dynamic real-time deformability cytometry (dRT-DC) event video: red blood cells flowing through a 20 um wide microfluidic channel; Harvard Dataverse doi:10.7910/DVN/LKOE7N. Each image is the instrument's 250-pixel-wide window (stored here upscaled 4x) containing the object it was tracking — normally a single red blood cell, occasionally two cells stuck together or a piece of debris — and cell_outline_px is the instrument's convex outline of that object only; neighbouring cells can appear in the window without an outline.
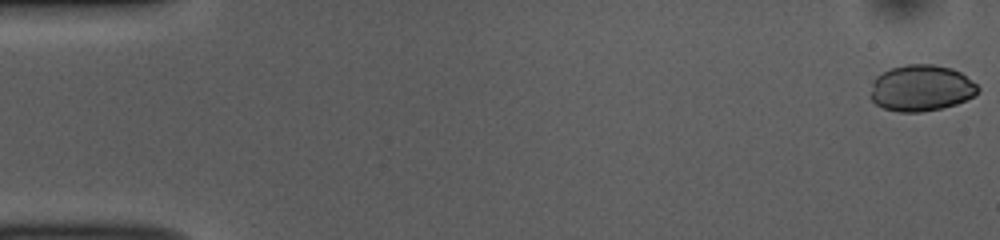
{"species": "common noctule bat (a hibernating species)", "species_latin": "Nyctalus noctula", "temperature_condition": "room temperature", "stored_images_in_passage": 52, "camera_frame_rate_fps": 3000, "um_per_image_px": 0.085, "animal": {"sex": "female", "body_mass_g": 10.0, "forearm_length_mm": 53.1}, "frame": {"image": 1, "passage_image": 1, "time_ms": 0.0, "image_size_px": [1000, 240], "cell_outline_px": [[980, 88], [972, 96], [956, 104], [940, 108], [920, 112], [900, 112], [884, 108], [876, 104], [872, 100], [872, 80], [876, 76], [892, 68], [908, 64], [932, 64], [952, 68], [960, 72], [976, 84]], "centroid_in_image_um": [78.29, 7.48], "position_along_channel_um": 6.7, "area_um2": 28.61}}
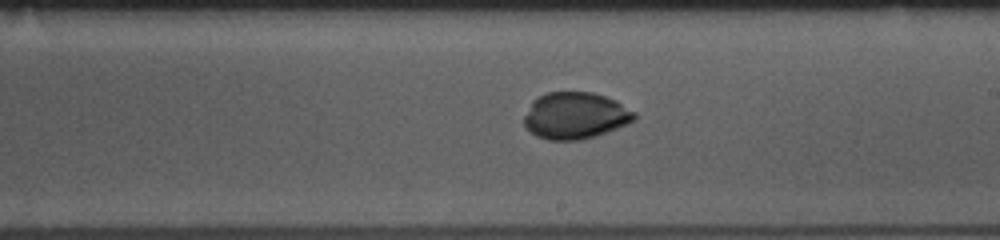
{"frame": {"image": 2, "passage_image": 30, "time_ms": 9.667, "image_size_px": [1000, 240], "cell_outline_px": [[636, 120], [628, 124], [596, 136], [580, 140], [548, 140], [536, 136], [524, 124], [524, 116], [532, 100], [548, 92], [592, 92], [616, 100], [636, 112]], "centroid_in_image_um": [48.92, 9.83], "position_along_channel_um": 240.1, "area_um2": 30.11}}
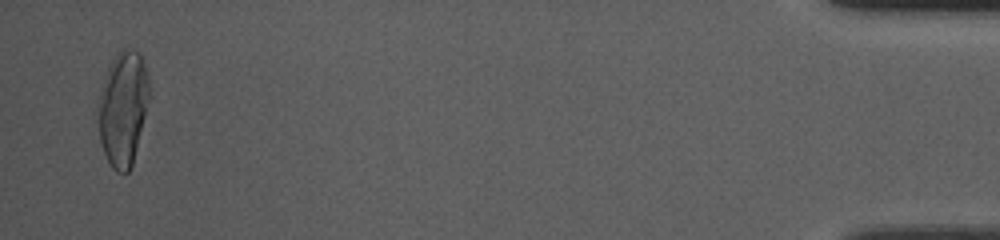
{"frame": {"image": 3, "passage_image": 51, "time_ms": 16.667, "image_size_px": [1000, 240], "cell_outline_px": [[148, 100], [132, 164], [128, 172], [124, 176], [116, 172], [112, 168], [104, 152], [100, 140], [96, 108], [96, 104], [104, 76], [112, 60], [120, 48], [132, 48], [140, 52], [148, 76]], "centroid_in_image_um": [10.41, 9.18], "position_along_channel_um": 424.8, "area_um2": 34.16}, "authors_computed_cell_mechanics": {"area_um2": 29.9404, "velocity_mm_per_s": 3.8499, "shape_relaxation_time_tau1_ms": 5.4423, "shape_relaxation_time_tau2_ms": null, "deformation_change_tau1": 0.103, "deformation_change_tau2": null}}